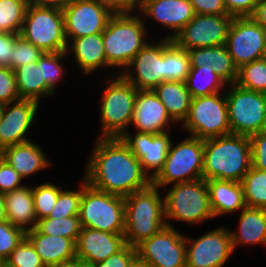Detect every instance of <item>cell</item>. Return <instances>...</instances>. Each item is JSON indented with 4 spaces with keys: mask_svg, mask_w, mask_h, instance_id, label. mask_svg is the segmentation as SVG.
Wrapping results in <instances>:
<instances>
[{
    "mask_svg": "<svg viewBox=\"0 0 266 267\" xmlns=\"http://www.w3.org/2000/svg\"><path fill=\"white\" fill-rule=\"evenodd\" d=\"M93 147L83 177L93 188L125 197L152 183L121 137H98Z\"/></svg>",
    "mask_w": 266,
    "mask_h": 267,
    "instance_id": "1",
    "label": "cell"
},
{
    "mask_svg": "<svg viewBox=\"0 0 266 267\" xmlns=\"http://www.w3.org/2000/svg\"><path fill=\"white\" fill-rule=\"evenodd\" d=\"M251 166L248 136L229 134L204 140L203 179L241 182Z\"/></svg>",
    "mask_w": 266,
    "mask_h": 267,
    "instance_id": "2",
    "label": "cell"
},
{
    "mask_svg": "<svg viewBox=\"0 0 266 267\" xmlns=\"http://www.w3.org/2000/svg\"><path fill=\"white\" fill-rule=\"evenodd\" d=\"M152 183L124 197L126 244L137 247L166 226L164 199Z\"/></svg>",
    "mask_w": 266,
    "mask_h": 267,
    "instance_id": "3",
    "label": "cell"
},
{
    "mask_svg": "<svg viewBox=\"0 0 266 267\" xmlns=\"http://www.w3.org/2000/svg\"><path fill=\"white\" fill-rule=\"evenodd\" d=\"M140 16L120 13L110 18L102 33L108 68L121 67V72L125 71L135 55L148 43L145 41L147 27Z\"/></svg>",
    "mask_w": 266,
    "mask_h": 267,
    "instance_id": "4",
    "label": "cell"
},
{
    "mask_svg": "<svg viewBox=\"0 0 266 267\" xmlns=\"http://www.w3.org/2000/svg\"><path fill=\"white\" fill-rule=\"evenodd\" d=\"M108 80L100 103L102 129L98 137H122L131 124L138 90L121 74Z\"/></svg>",
    "mask_w": 266,
    "mask_h": 267,
    "instance_id": "5",
    "label": "cell"
},
{
    "mask_svg": "<svg viewBox=\"0 0 266 267\" xmlns=\"http://www.w3.org/2000/svg\"><path fill=\"white\" fill-rule=\"evenodd\" d=\"M82 179L79 212L82 226L114 234H124V197L95 189L84 178Z\"/></svg>",
    "mask_w": 266,
    "mask_h": 267,
    "instance_id": "6",
    "label": "cell"
},
{
    "mask_svg": "<svg viewBox=\"0 0 266 267\" xmlns=\"http://www.w3.org/2000/svg\"><path fill=\"white\" fill-rule=\"evenodd\" d=\"M164 208L167 226L172 225L169 220L173 219L193 225L214 218L206 180L203 178L175 183L164 197Z\"/></svg>",
    "mask_w": 266,
    "mask_h": 267,
    "instance_id": "7",
    "label": "cell"
},
{
    "mask_svg": "<svg viewBox=\"0 0 266 267\" xmlns=\"http://www.w3.org/2000/svg\"><path fill=\"white\" fill-rule=\"evenodd\" d=\"M172 144L171 141L164 166L152 184L162 188L203 178L204 140L189 136L176 146Z\"/></svg>",
    "mask_w": 266,
    "mask_h": 267,
    "instance_id": "8",
    "label": "cell"
},
{
    "mask_svg": "<svg viewBox=\"0 0 266 267\" xmlns=\"http://www.w3.org/2000/svg\"><path fill=\"white\" fill-rule=\"evenodd\" d=\"M20 36L44 53L66 52L62 9L28 5Z\"/></svg>",
    "mask_w": 266,
    "mask_h": 267,
    "instance_id": "9",
    "label": "cell"
},
{
    "mask_svg": "<svg viewBox=\"0 0 266 267\" xmlns=\"http://www.w3.org/2000/svg\"><path fill=\"white\" fill-rule=\"evenodd\" d=\"M219 93L192 98L183 128L202 140L231 134L226 96Z\"/></svg>",
    "mask_w": 266,
    "mask_h": 267,
    "instance_id": "10",
    "label": "cell"
},
{
    "mask_svg": "<svg viewBox=\"0 0 266 267\" xmlns=\"http://www.w3.org/2000/svg\"><path fill=\"white\" fill-rule=\"evenodd\" d=\"M225 96L231 134L250 137L259 133L266 113V94L230 84Z\"/></svg>",
    "mask_w": 266,
    "mask_h": 267,
    "instance_id": "11",
    "label": "cell"
},
{
    "mask_svg": "<svg viewBox=\"0 0 266 267\" xmlns=\"http://www.w3.org/2000/svg\"><path fill=\"white\" fill-rule=\"evenodd\" d=\"M185 236L172 225L136 247L137 261L147 267H186Z\"/></svg>",
    "mask_w": 266,
    "mask_h": 267,
    "instance_id": "12",
    "label": "cell"
},
{
    "mask_svg": "<svg viewBox=\"0 0 266 267\" xmlns=\"http://www.w3.org/2000/svg\"><path fill=\"white\" fill-rule=\"evenodd\" d=\"M225 46L239 69L266 57V30L252 17H233Z\"/></svg>",
    "mask_w": 266,
    "mask_h": 267,
    "instance_id": "13",
    "label": "cell"
},
{
    "mask_svg": "<svg viewBox=\"0 0 266 267\" xmlns=\"http://www.w3.org/2000/svg\"><path fill=\"white\" fill-rule=\"evenodd\" d=\"M67 43L97 33H103L114 13L100 0H71L62 9Z\"/></svg>",
    "mask_w": 266,
    "mask_h": 267,
    "instance_id": "14",
    "label": "cell"
},
{
    "mask_svg": "<svg viewBox=\"0 0 266 267\" xmlns=\"http://www.w3.org/2000/svg\"><path fill=\"white\" fill-rule=\"evenodd\" d=\"M172 41L164 37L153 45L147 43L131 60L126 70L119 74L137 90H154L165 81L163 50ZM133 69L136 70L135 73Z\"/></svg>",
    "mask_w": 266,
    "mask_h": 267,
    "instance_id": "15",
    "label": "cell"
},
{
    "mask_svg": "<svg viewBox=\"0 0 266 267\" xmlns=\"http://www.w3.org/2000/svg\"><path fill=\"white\" fill-rule=\"evenodd\" d=\"M232 19L230 15L196 14L172 40L187 51L223 45Z\"/></svg>",
    "mask_w": 266,
    "mask_h": 267,
    "instance_id": "16",
    "label": "cell"
},
{
    "mask_svg": "<svg viewBox=\"0 0 266 267\" xmlns=\"http://www.w3.org/2000/svg\"><path fill=\"white\" fill-rule=\"evenodd\" d=\"M185 241L190 245L186 246V267H223L234 251L230 232L224 227L197 239L185 236Z\"/></svg>",
    "mask_w": 266,
    "mask_h": 267,
    "instance_id": "17",
    "label": "cell"
},
{
    "mask_svg": "<svg viewBox=\"0 0 266 267\" xmlns=\"http://www.w3.org/2000/svg\"><path fill=\"white\" fill-rule=\"evenodd\" d=\"M170 130L161 134L138 132L131 136L126 132L121 138L139 159L143 171L153 179L163 168L171 143ZM150 170V171H149ZM152 172V174H150Z\"/></svg>",
    "mask_w": 266,
    "mask_h": 267,
    "instance_id": "18",
    "label": "cell"
},
{
    "mask_svg": "<svg viewBox=\"0 0 266 267\" xmlns=\"http://www.w3.org/2000/svg\"><path fill=\"white\" fill-rule=\"evenodd\" d=\"M39 104L31 99H20L5 105L0 121V151L30 141L25 134L35 119Z\"/></svg>",
    "mask_w": 266,
    "mask_h": 267,
    "instance_id": "19",
    "label": "cell"
},
{
    "mask_svg": "<svg viewBox=\"0 0 266 267\" xmlns=\"http://www.w3.org/2000/svg\"><path fill=\"white\" fill-rule=\"evenodd\" d=\"M125 245L124 234L83 227L75 243L76 257L94 265L119 252Z\"/></svg>",
    "mask_w": 266,
    "mask_h": 267,
    "instance_id": "20",
    "label": "cell"
},
{
    "mask_svg": "<svg viewBox=\"0 0 266 267\" xmlns=\"http://www.w3.org/2000/svg\"><path fill=\"white\" fill-rule=\"evenodd\" d=\"M170 118L164 104L154 91L138 90L131 123L136 131L161 134L170 129Z\"/></svg>",
    "mask_w": 266,
    "mask_h": 267,
    "instance_id": "21",
    "label": "cell"
},
{
    "mask_svg": "<svg viewBox=\"0 0 266 267\" xmlns=\"http://www.w3.org/2000/svg\"><path fill=\"white\" fill-rule=\"evenodd\" d=\"M139 11L173 30L168 39H173L196 15L190 0H142Z\"/></svg>",
    "mask_w": 266,
    "mask_h": 267,
    "instance_id": "22",
    "label": "cell"
},
{
    "mask_svg": "<svg viewBox=\"0 0 266 267\" xmlns=\"http://www.w3.org/2000/svg\"><path fill=\"white\" fill-rule=\"evenodd\" d=\"M44 150L32 140L6 147L0 151L1 158L24 179L52 165Z\"/></svg>",
    "mask_w": 266,
    "mask_h": 267,
    "instance_id": "23",
    "label": "cell"
},
{
    "mask_svg": "<svg viewBox=\"0 0 266 267\" xmlns=\"http://www.w3.org/2000/svg\"><path fill=\"white\" fill-rule=\"evenodd\" d=\"M26 237L46 267H53L76 258V246L72 239L42 234L36 228L27 231Z\"/></svg>",
    "mask_w": 266,
    "mask_h": 267,
    "instance_id": "24",
    "label": "cell"
},
{
    "mask_svg": "<svg viewBox=\"0 0 266 267\" xmlns=\"http://www.w3.org/2000/svg\"><path fill=\"white\" fill-rule=\"evenodd\" d=\"M206 184L214 217L234 213L246 207L241 182L209 179Z\"/></svg>",
    "mask_w": 266,
    "mask_h": 267,
    "instance_id": "25",
    "label": "cell"
},
{
    "mask_svg": "<svg viewBox=\"0 0 266 267\" xmlns=\"http://www.w3.org/2000/svg\"><path fill=\"white\" fill-rule=\"evenodd\" d=\"M5 200L6 219L13 226L19 227L25 232L36 227L32 187L24 185L21 188L3 194ZM30 224V227H26Z\"/></svg>",
    "mask_w": 266,
    "mask_h": 267,
    "instance_id": "26",
    "label": "cell"
},
{
    "mask_svg": "<svg viewBox=\"0 0 266 267\" xmlns=\"http://www.w3.org/2000/svg\"><path fill=\"white\" fill-rule=\"evenodd\" d=\"M67 45L66 53L73 52L74 59L84 74L108 67L102 33L72 39L71 44Z\"/></svg>",
    "mask_w": 266,
    "mask_h": 267,
    "instance_id": "27",
    "label": "cell"
},
{
    "mask_svg": "<svg viewBox=\"0 0 266 267\" xmlns=\"http://www.w3.org/2000/svg\"><path fill=\"white\" fill-rule=\"evenodd\" d=\"M238 231H230L232 246L266 244V209L245 207L240 212Z\"/></svg>",
    "mask_w": 266,
    "mask_h": 267,
    "instance_id": "28",
    "label": "cell"
},
{
    "mask_svg": "<svg viewBox=\"0 0 266 267\" xmlns=\"http://www.w3.org/2000/svg\"><path fill=\"white\" fill-rule=\"evenodd\" d=\"M153 91L174 123L184 122L192 101L186 82L164 81Z\"/></svg>",
    "mask_w": 266,
    "mask_h": 267,
    "instance_id": "29",
    "label": "cell"
},
{
    "mask_svg": "<svg viewBox=\"0 0 266 267\" xmlns=\"http://www.w3.org/2000/svg\"><path fill=\"white\" fill-rule=\"evenodd\" d=\"M13 70L21 99H31L40 103V97L54 94L45 83L42 66L38 62L30 63Z\"/></svg>",
    "mask_w": 266,
    "mask_h": 267,
    "instance_id": "30",
    "label": "cell"
},
{
    "mask_svg": "<svg viewBox=\"0 0 266 267\" xmlns=\"http://www.w3.org/2000/svg\"><path fill=\"white\" fill-rule=\"evenodd\" d=\"M224 85L226 83L212 67L191 68L186 80V86L192 98L219 93Z\"/></svg>",
    "mask_w": 266,
    "mask_h": 267,
    "instance_id": "31",
    "label": "cell"
},
{
    "mask_svg": "<svg viewBox=\"0 0 266 267\" xmlns=\"http://www.w3.org/2000/svg\"><path fill=\"white\" fill-rule=\"evenodd\" d=\"M165 81L186 82L191 69L188 51L172 41L163 50Z\"/></svg>",
    "mask_w": 266,
    "mask_h": 267,
    "instance_id": "32",
    "label": "cell"
},
{
    "mask_svg": "<svg viewBox=\"0 0 266 267\" xmlns=\"http://www.w3.org/2000/svg\"><path fill=\"white\" fill-rule=\"evenodd\" d=\"M241 184L246 207L266 209V171L251 166Z\"/></svg>",
    "mask_w": 266,
    "mask_h": 267,
    "instance_id": "33",
    "label": "cell"
},
{
    "mask_svg": "<svg viewBox=\"0 0 266 267\" xmlns=\"http://www.w3.org/2000/svg\"><path fill=\"white\" fill-rule=\"evenodd\" d=\"M40 233L53 236H62L72 239L75 243L83 226L79 215L63 218H43L37 220L35 227Z\"/></svg>",
    "mask_w": 266,
    "mask_h": 267,
    "instance_id": "34",
    "label": "cell"
},
{
    "mask_svg": "<svg viewBox=\"0 0 266 267\" xmlns=\"http://www.w3.org/2000/svg\"><path fill=\"white\" fill-rule=\"evenodd\" d=\"M27 7V0H0V32L20 34Z\"/></svg>",
    "mask_w": 266,
    "mask_h": 267,
    "instance_id": "35",
    "label": "cell"
},
{
    "mask_svg": "<svg viewBox=\"0 0 266 267\" xmlns=\"http://www.w3.org/2000/svg\"><path fill=\"white\" fill-rule=\"evenodd\" d=\"M239 87L266 94V57L242 65L236 83Z\"/></svg>",
    "mask_w": 266,
    "mask_h": 267,
    "instance_id": "36",
    "label": "cell"
},
{
    "mask_svg": "<svg viewBox=\"0 0 266 267\" xmlns=\"http://www.w3.org/2000/svg\"><path fill=\"white\" fill-rule=\"evenodd\" d=\"M61 190L62 189L60 187L51 184L50 182L43 183L39 186H35V188H32L37 220L48 217L51 210L54 208Z\"/></svg>",
    "mask_w": 266,
    "mask_h": 267,
    "instance_id": "37",
    "label": "cell"
},
{
    "mask_svg": "<svg viewBox=\"0 0 266 267\" xmlns=\"http://www.w3.org/2000/svg\"><path fill=\"white\" fill-rule=\"evenodd\" d=\"M5 267H46L35 247L25 237L5 260Z\"/></svg>",
    "mask_w": 266,
    "mask_h": 267,
    "instance_id": "38",
    "label": "cell"
},
{
    "mask_svg": "<svg viewBox=\"0 0 266 267\" xmlns=\"http://www.w3.org/2000/svg\"><path fill=\"white\" fill-rule=\"evenodd\" d=\"M68 57L66 52H47L39 58L38 63L42 66L43 79L48 87L55 93L56 83L63 76L61 61Z\"/></svg>",
    "mask_w": 266,
    "mask_h": 267,
    "instance_id": "39",
    "label": "cell"
},
{
    "mask_svg": "<svg viewBox=\"0 0 266 267\" xmlns=\"http://www.w3.org/2000/svg\"><path fill=\"white\" fill-rule=\"evenodd\" d=\"M78 191L61 190L48 218H63L79 215L82 198V184Z\"/></svg>",
    "mask_w": 266,
    "mask_h": 267,
    "instance_id": "40",
    "label": "cell"
},
{
    "mask_svg": "<svg viewBox=\"0 0 266 267\" xmlns=\"http://www.w3.org/2000/svg\"><path fill=\"white\" fill-rule=\"evenodd\" d=\"M212 69L228 86L236 83L238 67L235 65L225 44L214 46V63Z\"/></svg>",
    "mask_w": 266,
    "mask_h": 267,
    "instance_id": "41",
    "label": "cell"
},
{
    "mask_svg": "<svg viewBox=\"0 0 266 267\" xmlns=\"http://www.w3.org/2000/svg\"><path fill=\"white\" fill-rule=\"evenodd\" d=\"M12 54V69L35 63L43 55V51L16 34V42Z\"/></svg>",
    "mask_w": 266,
    "mask_h": 267,
    "instance_id": "42",
    "label": "cell"
},
{
    "mask_svg": "<svg viewBox=\"0 0 266 267\" xmlns=\"http://www.w3.org/2000/svg\"><path fill=\"white\" fill-rule=\"evenodd\" d=\"M26 237V232L9 221L0 222V258L4 261Z\"/></svg>",
    "mask_w": 266,
    "mask_h": 267,
    "instance_id": "43",
    "label": "cell"
},
{
    "mask_svg": "<svg viewBox=\"0 0 266 267\" xmlns=\"http://www.w3.org/2000/svg\"><path fill=\"white\" fill-rule=\"evenodd\" d=\"M20 99L14 70L10 67H0V103L6 105Z\"/></svg>",
    "mask_w": 266,
    "mask_h": 267,
    "instance_id": "44",
    "label": "cell"
},
{
    "mask_svg": "<svg viewBox=\"0 0 266 267\" xmlns=\"http://www.w3.org/2000/svg\"><path fill=\"white\" fill-rule=\"evenodd\" d=\"M137 261V250L126 244L119 252L106 260L94 264L95 267H131Z\"/></svg>",
    "mask_w": 266,
    "mask_h": 267,
    "instance_id": "45",
    "label": "cell"
},
{
    "mask_svg": "<svg viewBox=\"0 0 266 267\" xmlns=\"http://www.w3.org/2000/svg\"><path fill=\"white\" fill-rule=\"evenodd\" d=\"M252 167L266 171V134L256 133L249 137Z\"/></svg>",
    "mask_w": 266,
    "mask_h": 267,
    "instance_id": "46",
    "label": "cell"
},
{
    "mask_svg": "<svg viewBox=\"0 0 266 267\" xmlns=\"http://www.w3.org/2000/svg\"><path fill=\"white\" fill-rule=\"evenodd\" d=\"M22 179L17 171L0 157V193L23 187L24 185H20Z\"/></svg>",
    "mask_w": 266,
    "mask_h": 267,
    "instance_id": "47",
    "label": "cell"
},
{
    "mask_svg": "<svg viewBox=\"0 0 266 267\" xmlns=\"http://www.w3.org/2000/svg\"><path fill=\"white\" fill-rule=\"evenodd\" d=\"M259 0H224L228 15L232 17H251Z\"/></svg>",
    "mask_w": 266,
    "mask_h": 267,
    "instance_id": "48",
    "label": "cell"
},
{
    "mask_svg": "<svg viewBox=\"0 0 266 267\" xmlns=\"http://www.w3.org/2000/svg\"><path fill=\"white\" fill-rule=\"evenodd\" d=\"M195 14L228 15L224 0H190Z\"/></svg>",
    "mask_w": 266,
    "mask_h": 267,
    "instance_id": "49",
    "label": "cell"
},
{
    "mask_svg": "<svg viewBox=\"0 0 266 267\" xmlns=\"http://www.w3.org/2000/svg\"><path fill=\"white\" fill-rule=\"evenodd\" d=\"M191 68L212 67L214 63V46L188 50Z\"/></svg>",
    "mask_w": 266,
    "mask_h": 267,
    "instance_id": "50",
    "label": "cell"
},
{
    "mask_svg": "<svg viewBox=\"0 0 266 267\" xmlns=\"http://www.w3.org/2000/svg\"><path fill=\"white\" fill-rule=\"evenodd\" d=\"M16 42V34L0 32V67L12 69V54Z\"/></svg>",
    "mask_w": 266,
    "mask_h": 267,
    "instance_id": "51",
    "label": "cell"
},
{
    "mask_svg": "<svg viewBox=\"0 0 266 267\" xmlns=\"http://www.w3.org/2000/svg\"><path fill=\"white\" fill-rule=\"evenodd\" d=\"M114 14L133 13L135 7L140 10L142 0H100Z\"/></svg>",
    "mask_w": 266,
    "mask_h": 267,
    "instance_id": "52",
    "label": "cell"
},
{
    "mask_svg": "<svg viewBox=\"0 0 266 267\" xmlns=\"http://www.w3.org/2000/svg\"><path fill=\"white\" fill-rule=\"evenodd\" d=\"M28 5L64 9L71 0H27Z\"/></svg>",
    "mask_w": 266,
    "mask_h": 267,
    "instance_id": "53",
    "label": "cell"
},
{
    "mask_svg": "<svg viewBox=\"0 0 266 267\" xmlns=\"http://www.w3.org/2000/svg\"><path fill=\"white\" fill-rule=\"evenodd\" d=\"M251 17L266 30V0H259Z\"/></svg>",
    "mask_w": 266,
    "mask_h": 267,
    "instance_id": "54",
    "label": "cell"
},
{
    "mask_svg": "<svg viewBox=\"0 0 266 267\" xmlns=\"http://www.w3.org/2000/svg\"><path fill=\"white\" fill-rule=\"evenodd\" d=\"M53 267H80V259L76 257L72 260L62 262Z\"/></svg>",
    "mask_w": 266,
    "mask_h": 267,
    "instance_id": "55",
    "label": "cell"
},
{
    "mask_svg": "<svg viewBox=\"0 0 266 267\" xmlns=\"http://www.w3.org/2000/svg\"><path fill=\"white\" fill-rule=\"evenodd\" d=\"M7 221L5 213V200L3 194L0 193V222Z\"/></svg>",
    "mask_w": 266,
    "mask_h": 267,
    "instance_id": "56",
    "label": "cell"
},
{
    "mask_svg": "<svg viewBox=\"0 0 266 267\" xmlns=\"http://www.w3.org/2000/svg\"><path fill=\"white\" fill-rule=\"evenodd\" d=\"M259 132L266 134V113H265V116H264V121H263L262 127H261Z\"/></svg>",
    "mask_w": 266,
    "mask_h": 267,
    "instance_id": "57",
    "label": "cell"
},
{
    "mask_svg": "<svg viewBox=\"0 0 266 267\" xmlns=\"http://www.w3.org/2000/svg\"><path fill=\"white\" fill-rule=\"evenodd\" d=\"M80 267H95L94 265L84 263L82 260H80Z\"/></svg>",
    "mask_w": 266,
    "mask_h": 267,
    "instance_id": "58",
    "label": "cell"
},
{
    "mask_svg": "<svg viewBox=\"0 0 266 267\" xmlns=\"http://www.w3.org/2000/svg\"><path fill=\"white\" fill-rule=\"evenodd\" d=\"M4 108H5V105L0 103V121H1V118H2V114H3Z\"/></svg>",
    "mask_w": 266,
    "mask_h": 267,
    "instance_id": "59",
    "label": "cell"
},
{
    "mask_svg": "<svg viewBox=\"0 0 266 267\" xmlns=\"http://www.w3.org/2000/svg\"><path fill=\"white\" fill-rule=\"evenodd\" d=\"M0 267H5V261L0 258Z\"/></svg>",
    "mask_w": 266,
    "mask_h": 267,
    "instance_id": "60",
    "label": "cell"
},
{
    "mask_svg": "<svg viewBox=\"0 0 266 267\" xmlns=\"http://www.w3.org/2000/svg\"><path fill=\"white\" fill-rule=\"evenodd\" d=\"M131 267H139V262L136 261Z\"/></svg>",
    "mask_w": 266,
    "mask_h": 267,
    "instance_id": "61",
    "label": "cell"
},
{
    "mask_svg": "<svg viewBox=\"0 0 266 267\" xmlns=\"http://www.w3.org/2000/svg\"><path fill=\"white\" fill-rule=\"evenodd\" d=\"M139 267H147V266H145V265H142L141 263H139Z\"/></svg>",
    "mask_w": 266,
    "mask_h": 267,
    "instance_id": "62",
    "label": "cell"
}]
</instances>
